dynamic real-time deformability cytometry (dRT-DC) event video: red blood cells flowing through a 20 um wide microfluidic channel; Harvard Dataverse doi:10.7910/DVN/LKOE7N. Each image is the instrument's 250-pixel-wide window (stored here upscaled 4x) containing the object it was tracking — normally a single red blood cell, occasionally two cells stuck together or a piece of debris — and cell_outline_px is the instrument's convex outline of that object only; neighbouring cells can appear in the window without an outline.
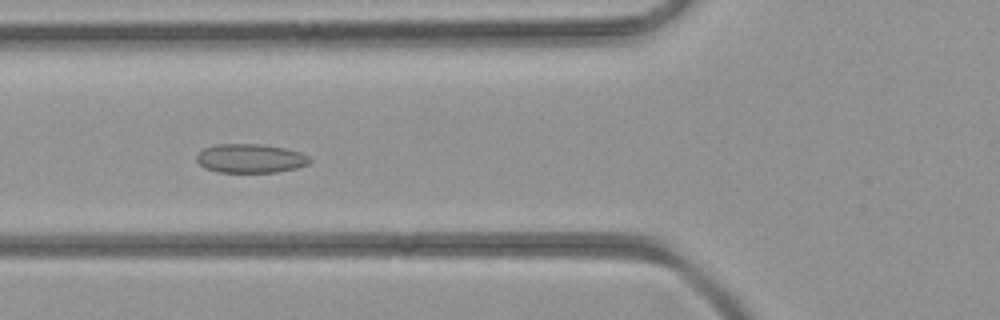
{"species": "common noctule bat (a hibernating species)", "species_latin": "Nyctalus noctula", "temperature_condition": "room temperature", "stored_images_in_passage": 41, "camera_frame_rate_fps": 3000, "um_per_image_px": 0.085, "animal": {"sex": "female", "body_mass_g": 21.9}, "frame": {"image": 1, "passage_image": 14, "time_ms": 4.333, "image_size_px": [1000, 320], "cell_outline_px": [[312, 160], [308, 164], [296, 168], [276, 172], [216, 172], [204, 168], [196, 160], [196, 156], [204, 148], [216, 144], [260, 144], [284, 148], [300, 152], [308, 156]], "centroid_in_image_um": [21.27, 13.47], "position_along_channel_um": 104.5, "area_um2": 19.07}}
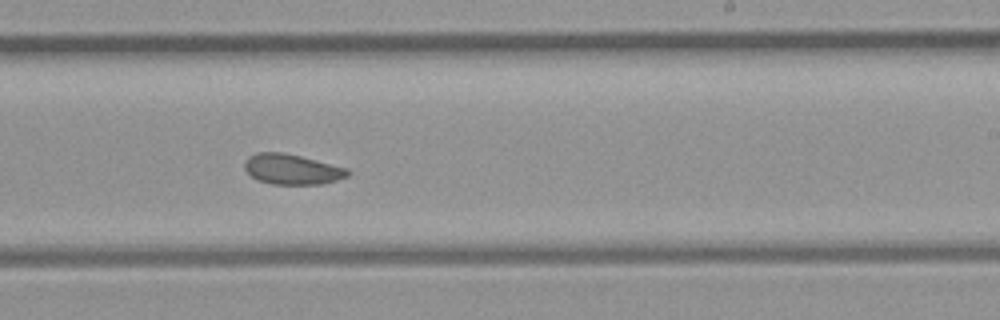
{"frame": {"image": 2, "passage_image": 24, "time_ms": 7.667, "image_size_px": [1000, 320], "cell_outline_px": [[352, 172], [348, 176], [324, 184], [272, 184], [260, 180], [252, 176], [244, 168], [244, 160], [248, 156], [256, 152], [284, 152], [348, 168]], "centroid_in_image_um": [24.83, 14.38], "position_along_channel_um": 264.2, "area_um2": 18.26}}
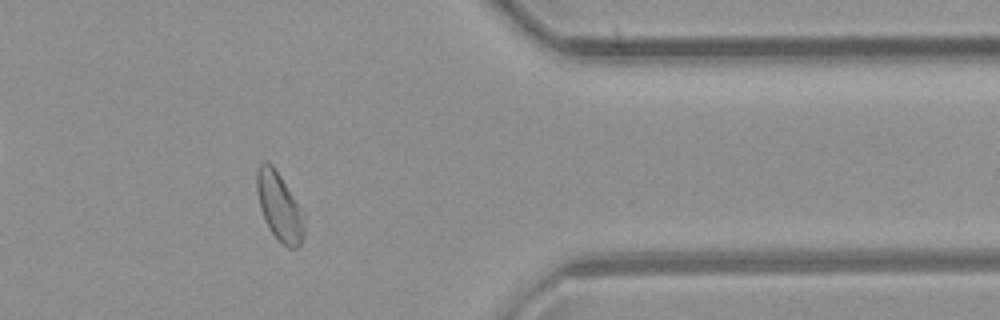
{"frame": {"image": 3, "passage_image": 33, "time_ms": 10.667, "image_size_px": [1000, 320], "cell_outline_px": [[304, 236], [300, 248], [288, 248], [268, 228], [260, 208], [256, 188], [256, 168], [264, 160], [268, 160], [272, 164], [304, 212]], "centroid_in_image_um": [23.75, 17.55], "position_along_channel_um": 387.7, "area_um2": 18.96}}